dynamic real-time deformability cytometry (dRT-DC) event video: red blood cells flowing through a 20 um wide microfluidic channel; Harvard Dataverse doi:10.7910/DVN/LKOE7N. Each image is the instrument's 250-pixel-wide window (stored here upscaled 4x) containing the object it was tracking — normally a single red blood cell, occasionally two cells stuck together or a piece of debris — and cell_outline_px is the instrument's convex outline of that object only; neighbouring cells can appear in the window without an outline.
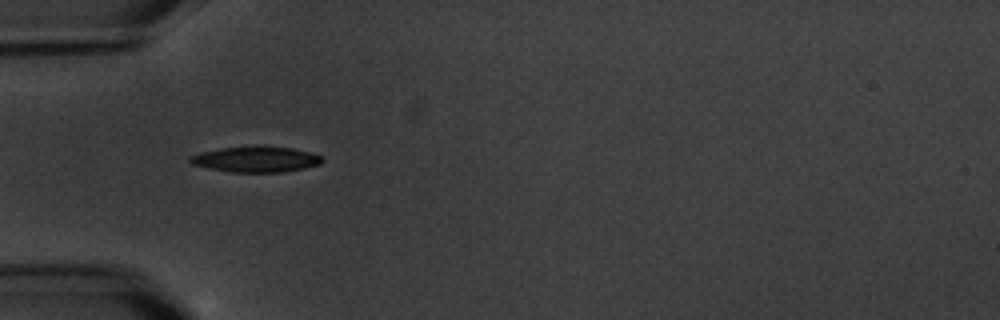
{"species": "common noctule bat (a hibernating species)", "species_latin": "Nyctalus noctula", "temperature_condition": "warm", "stored_images_in_passage": 4, "camera_frame_rate_fps": 3000, "um_per_image_px": 0.085, "animal": {"sex": "male", "body_mass_g": 20.1, "forearm_length_mm": 53.5}, "frame": {"image": 1, "passage_image": 2, "time_ms": 1.333, "image_size_px": [1000, 320], "cell_outline_px": [[324, 160], [320, 164], [304, 168], [284, 172], [232, 172], [208, 168], [192, 164], [188, 160], [192, 156], [204, 152], [220, 148], [292, 148], [324, 156]], "centroid_in_image_um": [21.8, 13.58], "position_along_channel_um": 63.2, "area_um2": 19.02}}